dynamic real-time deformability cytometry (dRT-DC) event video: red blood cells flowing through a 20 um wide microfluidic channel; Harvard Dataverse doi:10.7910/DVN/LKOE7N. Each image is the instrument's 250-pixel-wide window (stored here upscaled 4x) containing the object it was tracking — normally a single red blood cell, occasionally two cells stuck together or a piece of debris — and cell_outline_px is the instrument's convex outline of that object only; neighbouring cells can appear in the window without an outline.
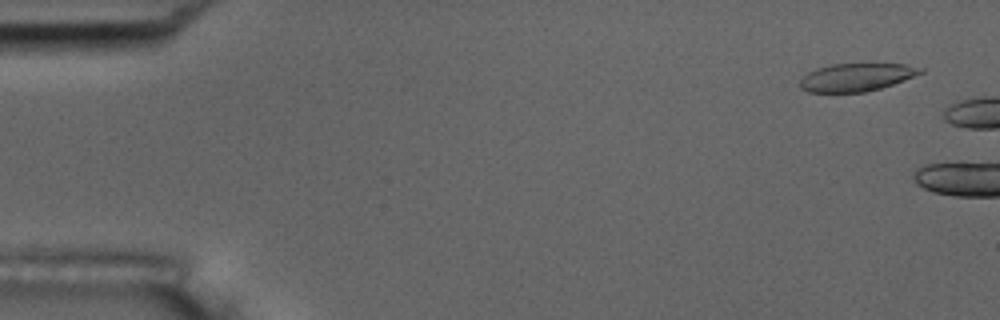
{"species": "common noctule bat (a hibernating species)", "species_latin": "Nyctalus noctula", "temperature_condition": "room temperature", "stored_images_in_passage": 7, "camera_frame_rate_fps": 3000, "um_per_image_px": 0.085, "animal": {"sex": "male", "body_mass_g": 17.5, "forearm_length_mm": 52.3}, "frame": {"image": 1, "passage_image": 3, "time_ms": 0.667, "image_size_px": [1000, 320], "cell_outline_px": [[924, 72], [904, 80], [880, 88], [864, 92], [808, 92], [800, 88], [800, 80], [808, 72], [816, 68], [832, 64], [904, 64], [924, 68]], "centroid_in_image_um": [72.78, 6.56], "position_along_channel_um": 12.2, "area_um2": 19.48}}